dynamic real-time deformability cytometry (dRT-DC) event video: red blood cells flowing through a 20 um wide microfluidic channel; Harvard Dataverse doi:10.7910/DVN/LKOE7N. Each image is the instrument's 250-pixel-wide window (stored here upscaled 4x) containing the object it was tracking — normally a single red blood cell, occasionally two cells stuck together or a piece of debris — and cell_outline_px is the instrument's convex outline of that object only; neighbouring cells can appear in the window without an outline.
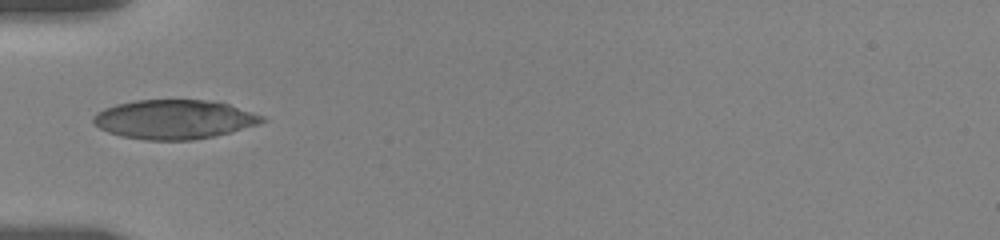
{"species": "human", "species_latin": "Homo sapiens", "temperature_condition": "room temperature", "stored_images_in_passage": 8, "camera_frame_rate_fps": 3000, "um_per_image_px": 0.085, "donor": {"sex": "female"}, "frame": {"image": 1, "passage_image": 1, "time_ms": 0.0, "image_size_px": [1000, 240], "cell_outline_px": [[268, 120], [260, 124], [232, 132], [216, 136], [192, 140], [144, 140], [120, 136], [108, 132], [92, 124], [92, 116], [96, 112], [104, 108], [116, 104], [136, 100], [212, 100], [228, 104], [264, 116]], "centroid_in_image_um": [14.8, 10.15], "position_along_channel_um": 70.2, "area_um2": 38.96}}
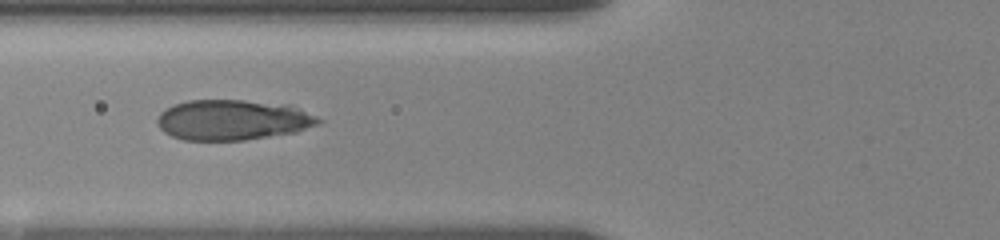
{"frame": {"image": 2, "passage_image": 7, "time_ms": 1.0, "image_size_px": [1000, 240], "cell_outline_px": [[324, 120], [320, 124], [296, 132], [244, 140], [184, 140], [172, 136], [164, 132], [160, 128], [156, 120], [160, 112], [164, 108], [172, 104], [188, 100], [244, 100], [284, 104], [300, 108]], "centroid_in_image_um": [19.77, 10.19], "position_along_channel_um": 106.0, "area_um2": 38.15}}